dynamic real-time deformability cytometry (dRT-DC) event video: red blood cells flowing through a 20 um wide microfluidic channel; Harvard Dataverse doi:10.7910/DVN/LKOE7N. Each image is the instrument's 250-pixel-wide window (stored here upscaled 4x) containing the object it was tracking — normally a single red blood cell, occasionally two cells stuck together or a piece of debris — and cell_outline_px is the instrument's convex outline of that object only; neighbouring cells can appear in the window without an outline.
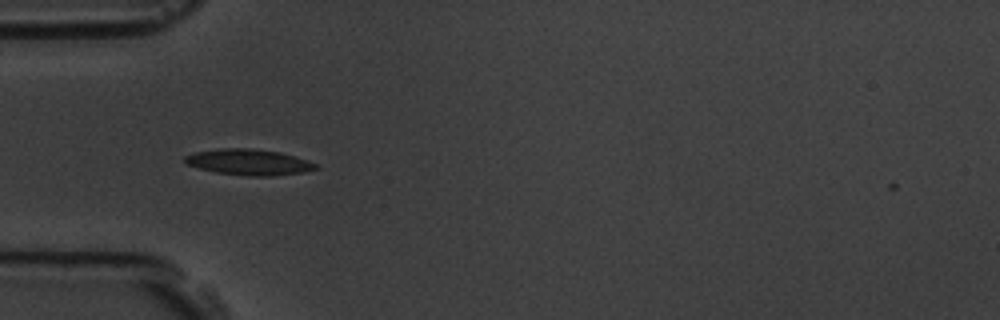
{"species": "common noctule bat (a hibernating species)", "species_latin": "Nyctalus noctula", "temperature_condition": "room temperature", "stored_images_in_passage": 42, "camera_frame_rate_fps": 3000, "um_per_image_px": 0.085, "animal": {"sex": "male", "body_mass_g": 19.5, "forearm_length_mm": 54.6}, "frame": {"image": 1, "passage_image": 2, "time_ms": 0.333, "image_size_px": [1000, 320], "cell_outline_px": [[320, 168], [304, 172], [272, 176], [248, 176], [216, 172], [184, 164], [184, 156], [192, 152], [220, 148], [252, 148], [280, 152], [308, 160], [320, 164]], "centroid_in_image_um": [21.16, 13.77], "position_along_channel_um": 63.8, "area_um2": 20.06}}
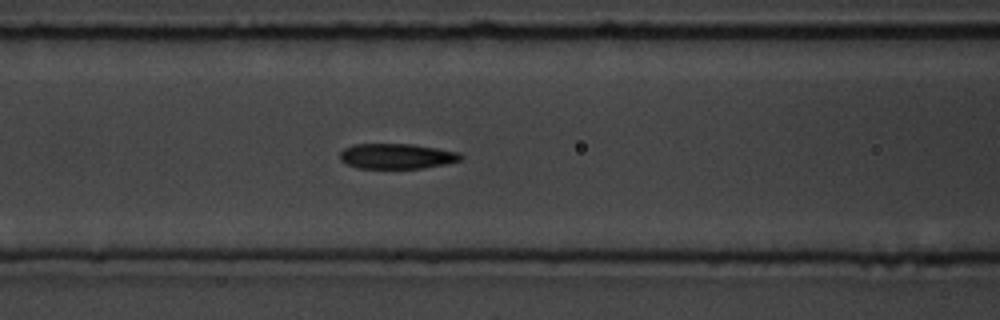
{"frame": {"image": 2, "passage_image": 8, "time_ms": 2.333, "image_size_px": [1000, 320], "cell_outline_px": [[464, 156], [460, 160], [444, 164], [424, 168], [360, 168], [348, 164], [340, 160], [340, 152], [344, 148], [352, 144], [412, 144], [460, 152]], "centroid_in_image_um": [33.73, 13.27], "position_along_channel_um": 132.9, "area_um2": 17.74}}
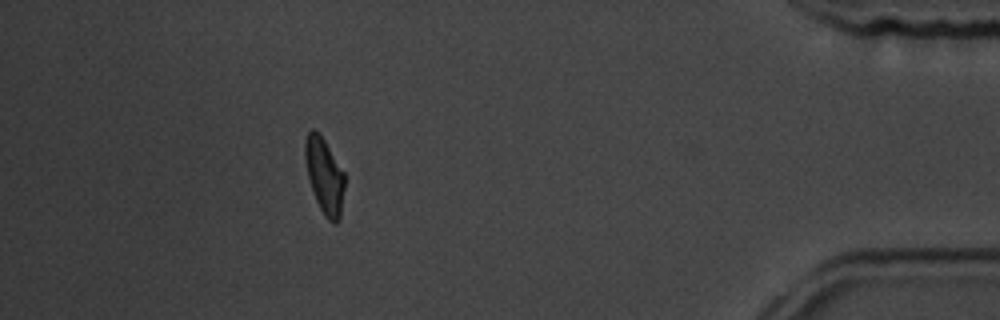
{"frame": {"image": 3, "passage_image": 36, "time_ms": 11.667, "image_size_px": [1000, 320], "cell_outline_px": [[344, 188], [340, 220], [336, 224], [332, 224], [324, 216], [316, 200], [308, 176], [304, 156], [304, 140], [308, 132], [312, 128], [324, 140], [344, 172]], "centroid_in_image_um": [27.58, 14.98], "position_along_channel_um": 407.6, "area_um2": 17.34}, "authors_computed_cell_mechanics": {"area_um2": 17.9758, "velocity_mm_per_s": 3.5067, "shape_relaxation_time_tau1_ms": 4.4923, "shape_relaxation_time_tau2_ms": 3.9345, "deformation_change_tau1": 0.1576, "deformation_change_tau2": 0.0643}}